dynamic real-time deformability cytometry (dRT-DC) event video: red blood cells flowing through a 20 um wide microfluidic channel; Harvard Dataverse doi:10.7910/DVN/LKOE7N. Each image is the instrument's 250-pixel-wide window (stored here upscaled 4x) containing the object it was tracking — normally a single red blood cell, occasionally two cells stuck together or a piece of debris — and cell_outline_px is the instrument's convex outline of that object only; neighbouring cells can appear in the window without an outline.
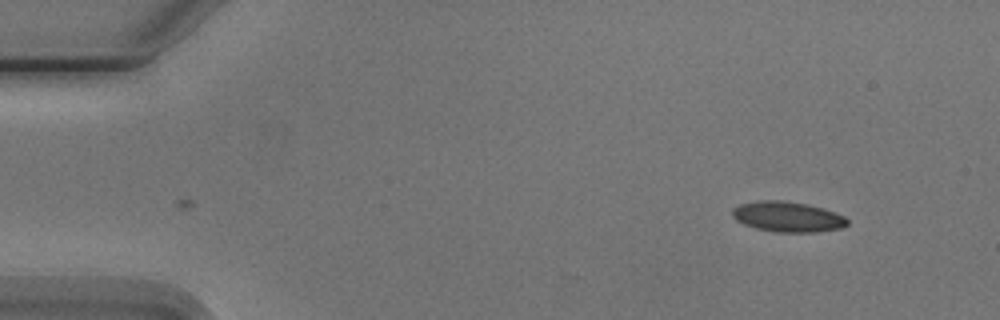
{"species": "Egyptian fruit bat (a non-hibernating species)", "species_latin": "Rousettus aegyptiacus", "temperature_condition": "cold", "stored_images_in_passage": 3, "camera_frame_rate_fps": 3000, "um_per_image_px": 0.085, "animal": {"sex": "male"}, "frame": {"image": 1, "passage_image": 3, "time_ms": 2.333, "image_size_px": [1000, 320], "cell_outline_px": [[848, 224], [844, 228], [816, 232], [776, 232], [756, 228], [744, 224], [736, 220], [732, 216], [732, 208], [740, 204], [760, 200], [784, 200], [808, 204], [824, 208], [844, 216], [848, 220]], "centroid_in_image_um": [66.96, 18.42], "position_along_channel_um": 18.0, "area_um2": 20.52}}